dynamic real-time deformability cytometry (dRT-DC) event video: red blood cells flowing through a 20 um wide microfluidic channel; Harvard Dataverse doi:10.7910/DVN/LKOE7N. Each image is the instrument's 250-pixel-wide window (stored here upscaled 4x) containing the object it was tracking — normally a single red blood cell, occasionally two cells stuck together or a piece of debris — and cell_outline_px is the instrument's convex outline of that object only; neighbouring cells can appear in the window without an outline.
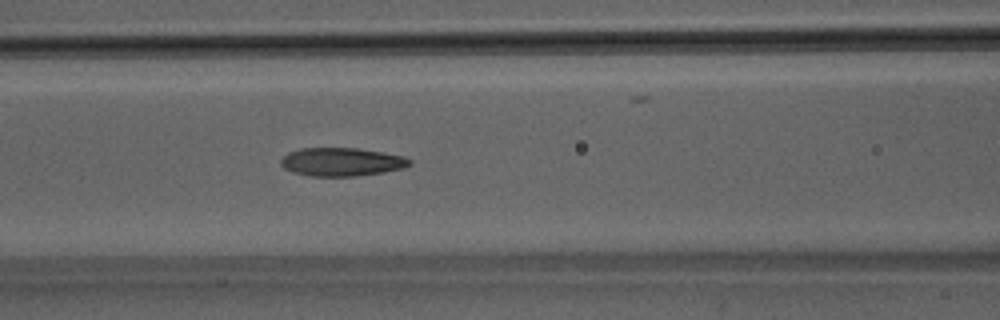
{"species": "Egyptian fruit bat (a non-hibernating species)", "species_latin": "Rousettus aegyptiacus", "temperature_condition": "room temperature", "stored_images_in_passage": 41, "camera_frame_rate_fps": 3000, "um_per_image_px": 0.085, "animal": {"sex": "male"}, "frame": {"image": 1, "passage_image": 12, "time_ms": 3.667, "image_size_px": [1000, 320], "cell_outline_px": [[412, 164], [404, 168], [384, 172], [356, 176], [312, 176], [292, 172], [284, 168], [280, 164], [280, 160], [288, 152], [300, 148], [356, 148], [384, 152], [404, 156], [412, 160]], "centroid_in_image_um": [29.06, 13.76], "position_along_channel_um": 137.5, "area_um2": 21.44}}
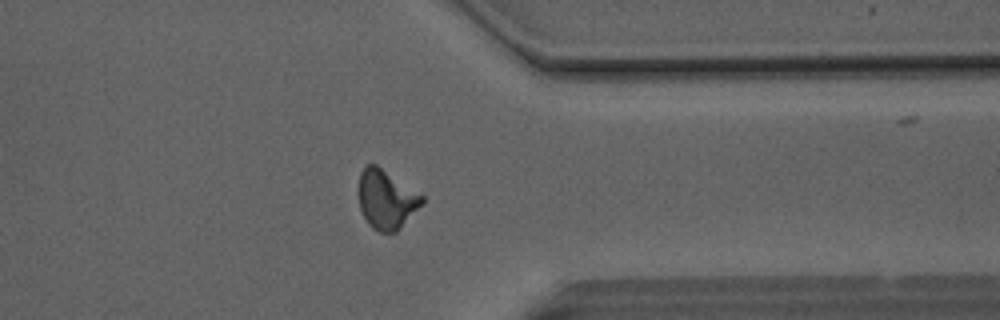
{"frame": {"image": 2, "passage_image": 30, "time_ms": 9.667, "image_size_px": [1000, 320], "cell_outline_px": [[424, 204], [396, 232], [380, 232], [372, 228], [368, 224], [360, 208], [360, 172], [368, 164], [376, 164], [424, 196]], "centroid_in_image_um": [32.87, 16.96], "position_along_channel_um": 378.5, "area_um2": 21.62}}
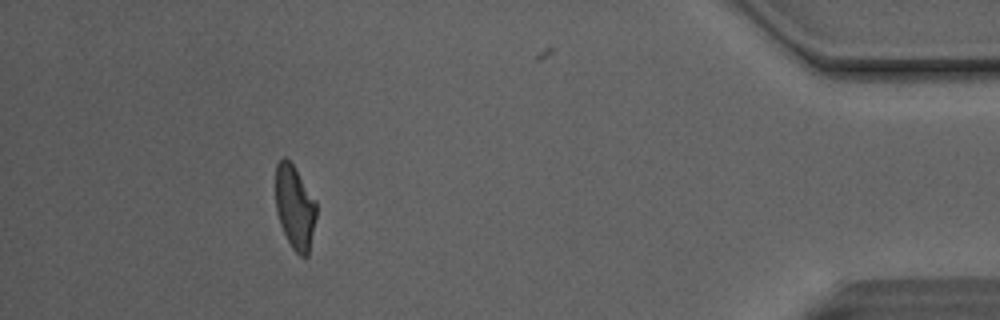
{"frame": {"image": 3, "passage_image": 36, "time_ms": 11.667, "image_size_px": [1000, 320], "cell_outline_px": [[316, 216], [308, 256], [300, 256], [292, 248], [280, 224], [276, 212], [276, 164], [284, 156], [292, 164], [316, 200]], "centroid_in_image_um": [25.06, 17.62], "position_along_channel_um": 410.1, "area_um2": 19.71}, "authors_computed_cell_mechanics": {"area_um2": 21.1548, "velocity_mm_per_s": 4.1207, "shape_relaxation_time_tau1_ms": 6.822, "shape_relaxation_time_tau2_ms": 1.9308, "deformation_change_tau1": 0.2022, "deformation_change_tau2": 0.0924}}